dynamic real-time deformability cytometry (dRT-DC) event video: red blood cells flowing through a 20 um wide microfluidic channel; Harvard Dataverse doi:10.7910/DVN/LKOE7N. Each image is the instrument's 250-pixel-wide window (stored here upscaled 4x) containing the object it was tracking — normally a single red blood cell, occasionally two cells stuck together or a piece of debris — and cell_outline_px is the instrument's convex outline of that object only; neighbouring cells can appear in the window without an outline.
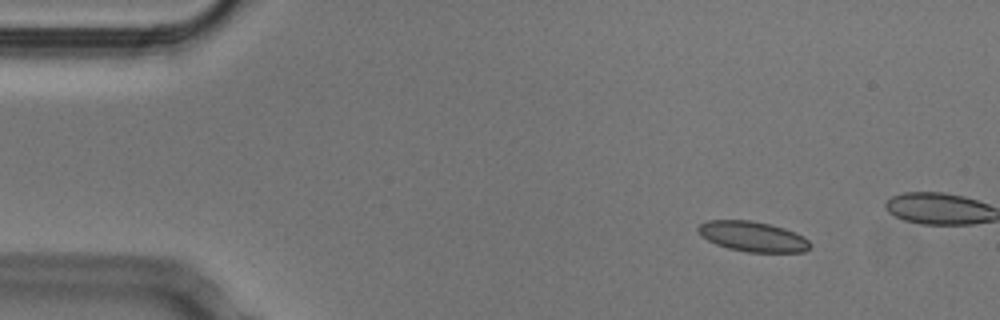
{"species": "Egyptian fruit bat (a non-hibernating species)", "species_latin": "Rousettus aegyptiacus", "temperature_condition": "cold", "stored_images_in_passage": 8, "camera_frame_rate_fps": 3000, "um_per_image_px": 0.085, "animal": {"sex": "male"}, "frame": {"image": 1, "passage_image": 1, "time_ms": 0.0, "image_size_px": [1000, 320], "cell_outline_px": [[812, 244], [804, 252], [748, 252], [728, 248], [716, 244], [708, 240], [696, 228], [700, 224], [708, 220], [748, 220], [768, 224], [784, 228], [796, 232], [804, 236]], "centroid_in_image_um": [64.01, 20.1], "position_along_channel_um": 21.0, "area_um2": 19.54}}